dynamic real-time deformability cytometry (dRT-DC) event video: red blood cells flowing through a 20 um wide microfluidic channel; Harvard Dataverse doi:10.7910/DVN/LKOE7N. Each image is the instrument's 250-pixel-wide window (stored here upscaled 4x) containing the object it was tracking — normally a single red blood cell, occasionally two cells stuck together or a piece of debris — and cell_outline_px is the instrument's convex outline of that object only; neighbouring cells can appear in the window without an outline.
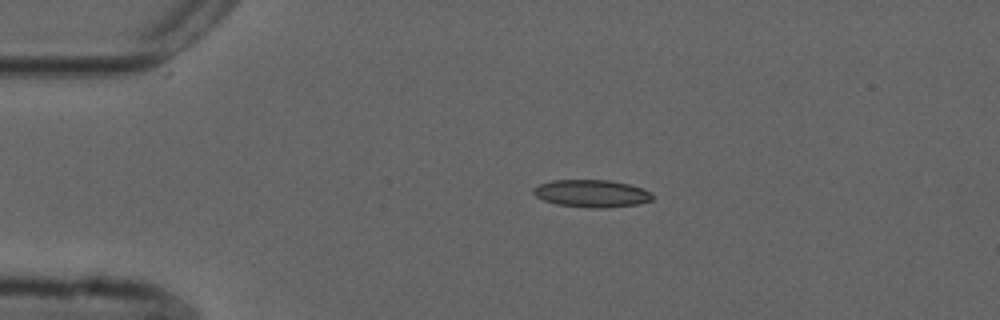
{"species": "common noctule bat (a hibernating species)", "species_latin": "Nyctalus noctula", "temperature_condition": "cold", "stored_images_in_passage": 44, "camera_frame_rate_fps": 3000, "um_per_image_px": 0.085, "animal": {"sex": "male", "forearm_length_mm": 52.5}, "frame": {"image": 1, "passage_image": 1, "time_ms": 0.0, "image_size_px": [1000, 320], "cell_outline_px": [[652, 200], [636, 204], [608, 208], [588, 208], [556, 204], [544, 200], [536, 196], [532, 192], [532, 188], [540, 184], [552, 180], [608, 180], [628, 184], [644, 188], [652, 192]], "centroid_in_image_um": [50.29, 16.45], "position_along_channel_um": 34.7, "area_um2": 19.13}}
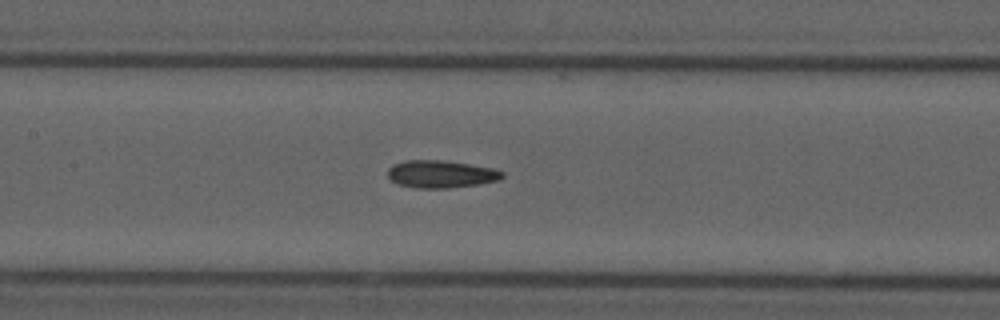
{"frame": {"image": 2, "passage_image": 15, "time_ms": 4.667, "image_size_px": [1000, 320], "cell_outline_px": [[504, 176], [500, 180], [480, 184], [448, 188], [416, 188], [400, 184], [392, 180], [388, 176], [388, 168], [392, 164], [404, 160], [440, 160], [468, 164], [492, 168], [504, 172]], "centroid_in_image_um": [37.48, 14.8], "position_along_channel_um": 169.9, "area_um2": 18.32}}
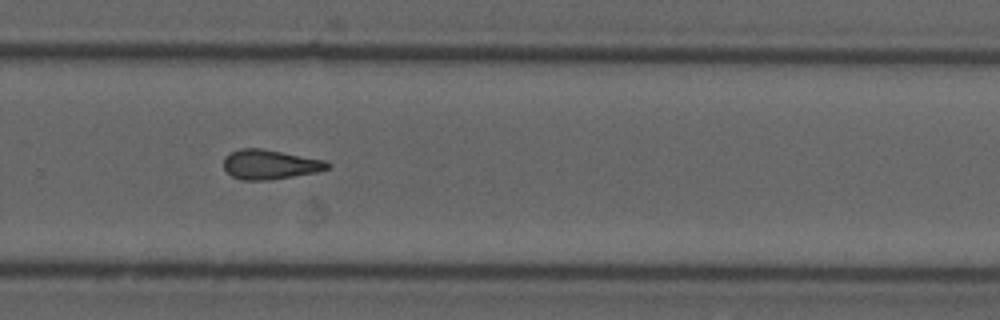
{"frame": {"image": 3, "passage_image": 26, "time_ms": 8.333, "image_size_px": [1000, 320], "cell_outline_px": [[332, 164], [328, 168], [316, 172], [268, 180], [244, 180], [232, 176], [224, 168], [224, 156], [228, 152], [240, 148], [260, 148], [324, 160]], "centroid_in_image_um": [22.9, 13.97], "position_along_channel_um": 306.9, "area_um2": 17.74}, "authors_computed_cell_mechanics": {"area_um2": 17.8313, "velocity_mm_per_s": 3.7576, "shape_relaxation_time_tau1_ms": null, "shape_relaxation_time_tau2_ms": 6.295, "deformation_change_tau1": null, "deformation_change_tau2": 0.1729}}